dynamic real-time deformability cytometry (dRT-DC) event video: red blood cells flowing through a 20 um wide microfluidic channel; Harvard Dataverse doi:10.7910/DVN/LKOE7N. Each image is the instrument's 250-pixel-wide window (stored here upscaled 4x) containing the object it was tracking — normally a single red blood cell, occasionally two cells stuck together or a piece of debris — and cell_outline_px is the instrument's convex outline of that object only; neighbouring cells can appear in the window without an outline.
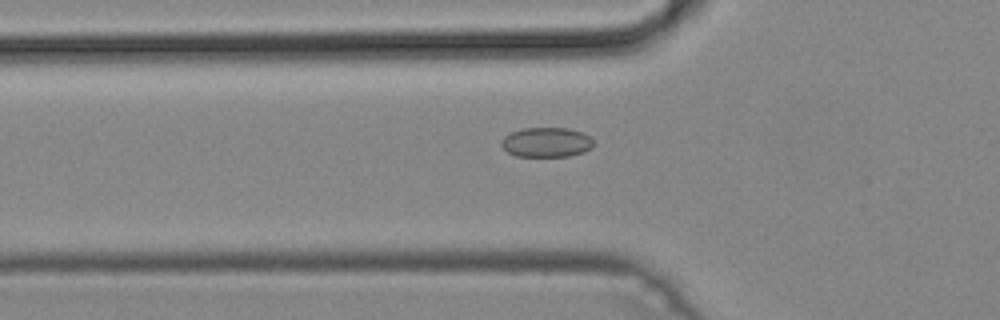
{"species": "common noctule bat (a hibernating species)", "species_latin": "Nyctalus noctula", "temperature_condition": "cold", "stored_images_in_passage": 9, "camera_frame_rate_fps": 3000, "um_per_image_px": 0.085, "animal": {"sex": "male", "body_mass_g": 19.2, "forearm_length_mm": 51.8}, "frame": {"image": 1, "passage_image": 7, "time_ms": 2.0, "image_size_px": [1000, 320], "cell_outline_px": [[592, 148], [584, 152], [568, 156], [516, 156], [508, 152], [500, 144], [500, 140], [504, 136], [520, 128], [568, 128], [584, 132], [592, 140]], "centroid_in_image_um": [46.43, 12.08], "position_along_channel_um": 79.4, "area_um2": 16.01}}